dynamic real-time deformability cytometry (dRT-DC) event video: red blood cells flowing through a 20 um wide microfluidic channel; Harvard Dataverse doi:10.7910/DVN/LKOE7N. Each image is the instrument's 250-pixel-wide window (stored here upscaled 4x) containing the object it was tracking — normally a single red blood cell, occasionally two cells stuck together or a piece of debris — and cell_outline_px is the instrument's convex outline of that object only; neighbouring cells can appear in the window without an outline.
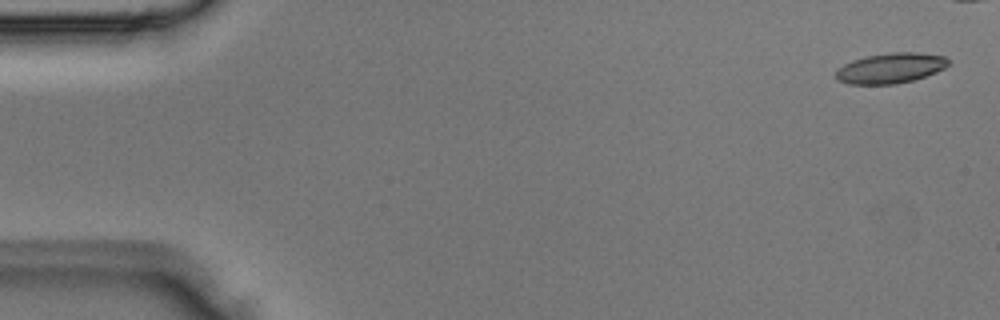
{"species": "Egyptian fruit bat (a non-hibernating species)", "species_latin": "Rousettus aegyptiacus", "temperature_condition": "room temperature", "stored_images_in_passage": 5, "camera_frame_rate_fps": 3000, "um_per_image_px": 0.085, "animal": {"sex": "male"}, "frame": {"image": 1, "passage_image": 1, "time_ms": 0.0, "image_size_px": [1000, 320], "cell_outline_px": [[948, 64], [944, 68], [936, 72], [912, 80], [896, 84], [848, 84], [836, 80], [836, 68], [852, 60], [864, 56], [892, 52], [916, 52], [944, 56], [948, 60]], "centroid_in_image_um": [75.64, 5.79], "position_along_channel_um": 9.4, "area_um2": 19.88}}